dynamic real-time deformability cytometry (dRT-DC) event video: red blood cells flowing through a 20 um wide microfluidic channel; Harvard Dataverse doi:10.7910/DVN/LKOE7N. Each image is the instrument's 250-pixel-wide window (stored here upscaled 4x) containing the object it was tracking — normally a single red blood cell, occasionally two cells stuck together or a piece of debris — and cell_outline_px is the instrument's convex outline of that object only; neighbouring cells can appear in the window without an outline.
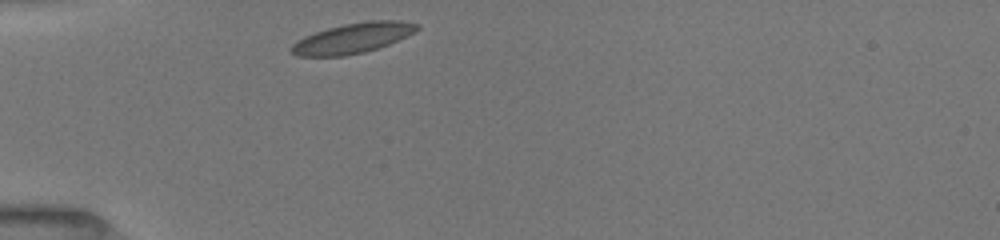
{"species": "common noctule bat (a hibernating species)", "species_latin": "Nyctalus noctula", "temperature_condition": "room temperature", "stored_images_in_passage": 3, "camera_frame_rate_fps": 3000, "um_per_image_px": 0.085, "animal": {"sex": "female", "body_mass_g": 19.5, "forearm_length_mm": 54.1}, "frame": {"image": 1, "passage_image": 1, "time_ms": 0.0, "image_size_px": [1000, 240], "cell_outline_px": [[420, 28], [388, 44], [364, 52], [344, 56], [296, 56], [288, 48], [296, 40], [304, 36], [328, 28], [344, 24], [372, 20], [400, 20], [420, 24]], "centroid_in_image_um": [29.93, 3.24], "position_along_channel_um": 55.1, "area_um2": 21.91}}